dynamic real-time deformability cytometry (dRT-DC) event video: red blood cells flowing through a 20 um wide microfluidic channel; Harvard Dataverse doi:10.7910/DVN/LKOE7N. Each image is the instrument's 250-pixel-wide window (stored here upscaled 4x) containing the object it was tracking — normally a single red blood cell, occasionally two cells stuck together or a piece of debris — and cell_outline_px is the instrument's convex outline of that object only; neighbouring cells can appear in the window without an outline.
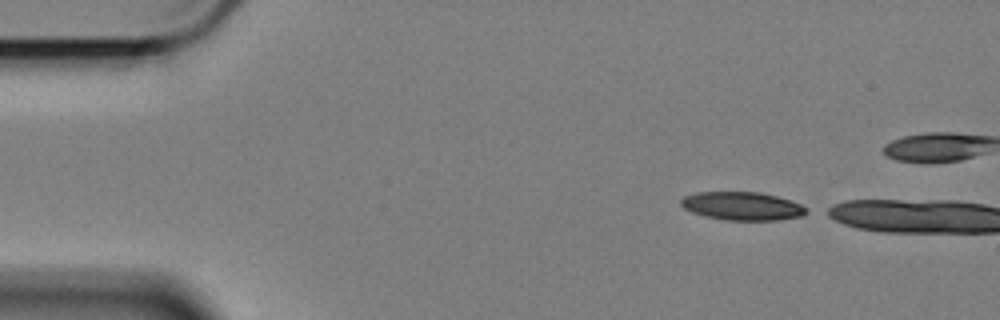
{"species": "Egyptian fruit bat (a non-hibernating species)", "species_latin": "Rousettus aegyptiacus", "temperature_condition": "cold", "stored_images_in_passage": 4, "camera_frame_rate_fps": 3000, "um_per_image_px": 0.085, "animal": {"sex": "female"}, "frame": {"image": 1, "passage_image": 1, "time_ms": 0.0, "image_size_px": [1000, 320], "cell_outline_px": [[812, 212], [804, 216], [780, 220], [724, 220], [704, 216], [692, 212], [684, 208], [680, 204], [680, 200], [684, 196], [696, 192], [760, 192], [776, 196], [800, 204], [808, 208]], "centroid_in_image_um": [63.13, 17.52], "position_along_channel_um": 21.9, "area_um2": 20.92}}